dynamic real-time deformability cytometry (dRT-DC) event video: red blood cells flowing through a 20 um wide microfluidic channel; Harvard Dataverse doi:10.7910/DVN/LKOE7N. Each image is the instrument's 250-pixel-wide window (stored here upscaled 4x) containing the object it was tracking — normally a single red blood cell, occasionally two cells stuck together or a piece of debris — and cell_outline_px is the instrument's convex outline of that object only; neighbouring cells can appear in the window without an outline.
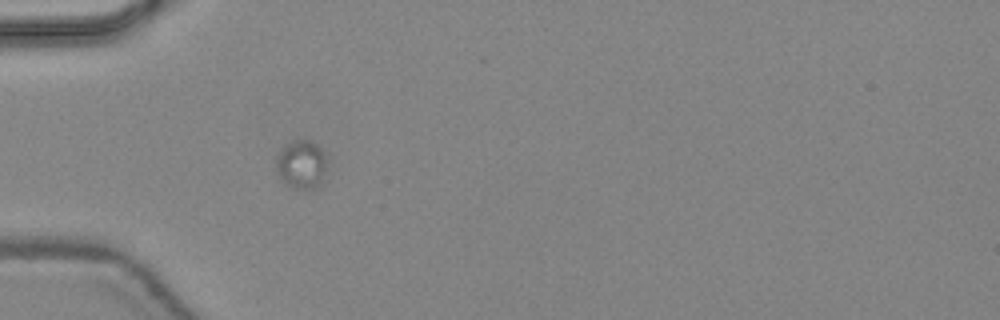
{"species": "common noctule bat (a hibernating species)", "species_latin": "Nyctalus noctula", "temperature_condition": "warm", "stored_images_in_passage": 36, "camera_frame_rate_fps": 3000, "um_per_image_px": 0.085, "animal": {"sex": "female", "body_mass_g": 24.6, "forearm_length_mm": 56.2}, "frame": {"image": 1, "passage_image": 1, "time_ms": 0.0, "image_size_px": [1000, 320], "cell_outline_px": [[324, 172], [320, 188], [304, 192], [284, 184], [280, 180], [276, 168], [276, 156], [284, 144], [292, 140], [308, 140], [316, 144], [324, 152]], "centroid_in_image_um": [25.58, 14.04], "position_along_channel_um": 59.4, "area_um2": 14.8}}
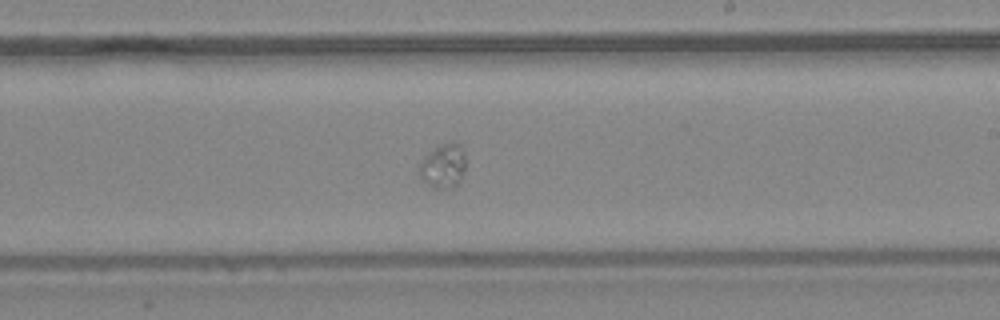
{"frame": {"image": 2, "passage_image": 16, "time_ms": 5.0, "image_size_px": [1000, 320], "cell_outline_px": [[464, 172], [460, 184], [456, 188], [432, 188], [420, 176], [416, 168], [424, 156], [440, 144], [448, 140], [456, 140], [460, 144], [464, 152]], "centroid_in_image_um": [37.68, 14.09], "position_along_channel_um": 251.3, "area_um2": 12.48}}
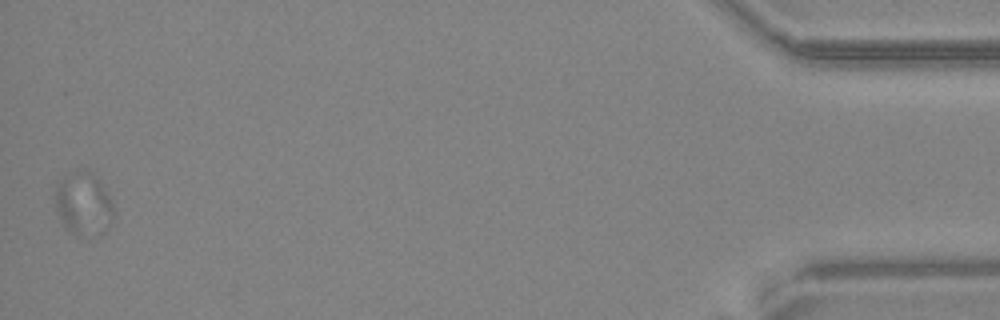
{"frame": {"image": 3, "passage_image": 36, "time_ms": 11.667, "image_size_px": [1000, 320], "cell_outline_px": [[116, 212], [112, 216], [80, 236], [64, 228], [60, 220], [56, 208], [56, 184], [60, 180], [72, 172], [80, 168], [92, 172], [100, 180]], "centroid_in_image_um": [7.0, 17.16], "position_along_channel_um": 428.2, "area_um2": 20.0}}